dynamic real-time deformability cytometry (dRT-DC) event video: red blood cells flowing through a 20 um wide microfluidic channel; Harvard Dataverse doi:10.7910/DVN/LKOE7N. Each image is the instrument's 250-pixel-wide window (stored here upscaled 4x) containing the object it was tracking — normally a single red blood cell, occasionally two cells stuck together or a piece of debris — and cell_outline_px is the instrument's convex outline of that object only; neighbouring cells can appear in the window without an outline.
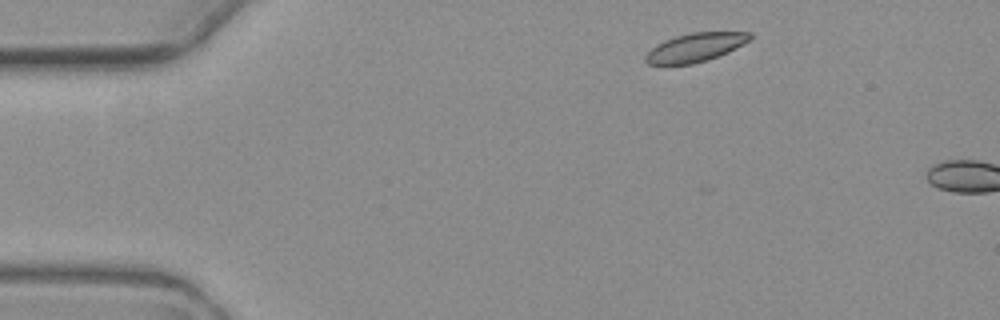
{"species": "common noctule bat (a hibernating species)", "species_latin": "Nyctalus noctula", "temperature_condition": "warm", "stored_images_in_passage": 2, "camera_frame_rate_fps": 3000, "um_per_image_px": 0.085, "animal": {"sex": "female", "body_mass_g": 19.3, "forearm_length_mm": 54.1}, "frame": {"image": 1, "passage_image": 1, "time_ms": 0.0, "image_size_px": [1000, 320], "cell_outline_px": [[756, 36], [728, 52], [708, 60], [692, 64], [648, 64], [644, 60], [644, 56], [656, 44], [664, 40], [676, 36], [692, 32], [752, 32]], "centroid_in_image_um": [59.12, 4.02], "position_along_channel_um": 25.9, "area_um2": 17.46}}